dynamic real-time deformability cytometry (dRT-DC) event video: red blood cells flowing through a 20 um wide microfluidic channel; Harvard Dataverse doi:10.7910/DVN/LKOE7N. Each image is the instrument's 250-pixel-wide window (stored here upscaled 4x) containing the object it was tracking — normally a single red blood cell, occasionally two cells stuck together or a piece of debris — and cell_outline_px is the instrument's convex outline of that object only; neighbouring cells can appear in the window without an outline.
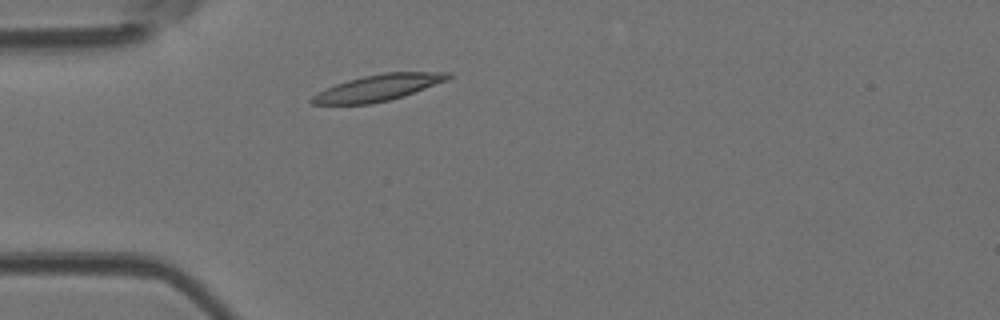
{"species": "Egyptian fruit bat (a non-hibernating species)", "species_latin": "Rousettus aegyptiacus", "temperature_condition": "room temperature", "stored_images_in_passage": 36, "camera_frame_rate_fps": 3000, "um_per_image_px": 0.085, "animal": {"sex": "female"}, "frame": {"image": 1, "passage_image": 1, "time_ms": 0.0, "image_size_px": [1000, 320], "cell_outline_px": [[452, 76], [448, 80], [404, 96], [388, 100], [368, 104], [312, 104], [308, 100], [316, 92], [336, 84], [348, 80], [364, 76], [384, 72], [452, 72]], "centroid_in_image_um": [32.14, 7.45], "position_along_channel_um": 52.9, "area_um2": 20.87}}
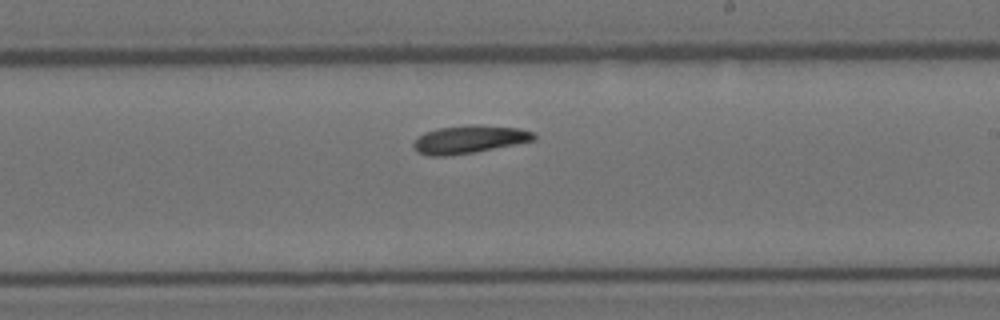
{"frame": {"image": 2, "passage_image": 16, "time_ms": 5.0, "image_size_px": [1000, 320], "cell_outline_px": [[536, 140], [472, 152], [444, 156], [428, 156], [416, 152], [412, 144], [424, 132], [436, 128], [468, 124], [480, 124], [520, 128], [532, 132], [536, 136]], "centroid_in_image_um": [39.86, 11.83], "position_along_channel_um": 249.1, "area_um2": 19.65}}
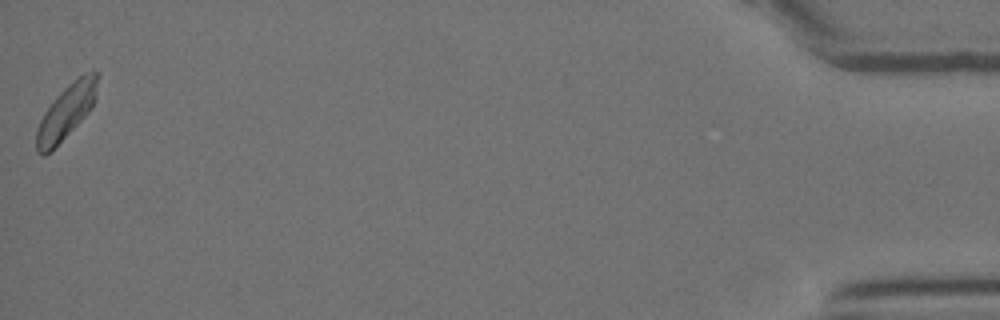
{"frame": {"image": 3, "passage_image": 36, "time_ms": 11.667, "image_size_px": [1000, 320], "cell_outline_px": [[96, 96], [88, 112], [44, 156], [40, 156], [36, 152], [36, 128], [44, 112], [56, 96], [72, 80], [84, 72], [92, 68], [96, 72]], "centroid_in_image_um": [5.6, 9.45], "position_along_channel_um": 429.6, "area_um2": 18.79}, "authors_computed_cell_mechanics": {"area_um2": 19.2185, "velocity_mm_per_s": 4.1344, "shape_relaxation_time_tau1_ms": 3.6379, "shape_relaxation_time_tau2_ms": null, "deformation_change_tau1": 0.1142, "deformation_change_tau2": null}}